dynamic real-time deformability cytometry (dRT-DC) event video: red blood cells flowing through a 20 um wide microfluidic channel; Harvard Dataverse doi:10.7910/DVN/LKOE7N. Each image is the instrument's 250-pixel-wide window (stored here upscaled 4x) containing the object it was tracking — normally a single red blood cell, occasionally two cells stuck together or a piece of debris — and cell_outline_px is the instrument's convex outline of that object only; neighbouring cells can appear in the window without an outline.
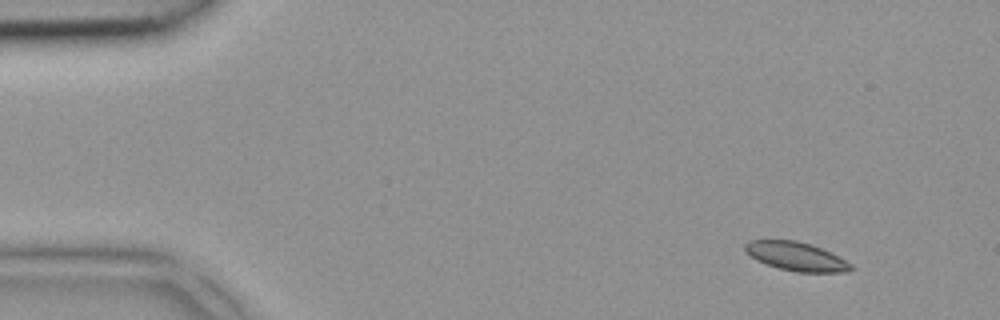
{"species": "common noctule bat (a hibernating species)", "species_latin": "Nyctalus noctula", "temperature_condition": "room temperature", "stored_images_in_passage": 3, "camera_frame_rate_fps": 3000, "um_per_image_px": 0.085, "animal": {"sex": "female", "body_mass_g": 18.4}, "frame": {"image": 1, "passage_image": 1, "time_ms": 0.0, "image_size_px": [1000, 320], "cell_outline_px": [[852, 268], [844, 272], [796, 272], [780, 268], [756, 260], [744, 248], [744, 244], [748, 240], [796, 240], [812, 244], [852, 264]], "centroid_in_image_um": [67.64, 21.78], "position_along_channel_um": 17.4, "area_um2": 17.34}}